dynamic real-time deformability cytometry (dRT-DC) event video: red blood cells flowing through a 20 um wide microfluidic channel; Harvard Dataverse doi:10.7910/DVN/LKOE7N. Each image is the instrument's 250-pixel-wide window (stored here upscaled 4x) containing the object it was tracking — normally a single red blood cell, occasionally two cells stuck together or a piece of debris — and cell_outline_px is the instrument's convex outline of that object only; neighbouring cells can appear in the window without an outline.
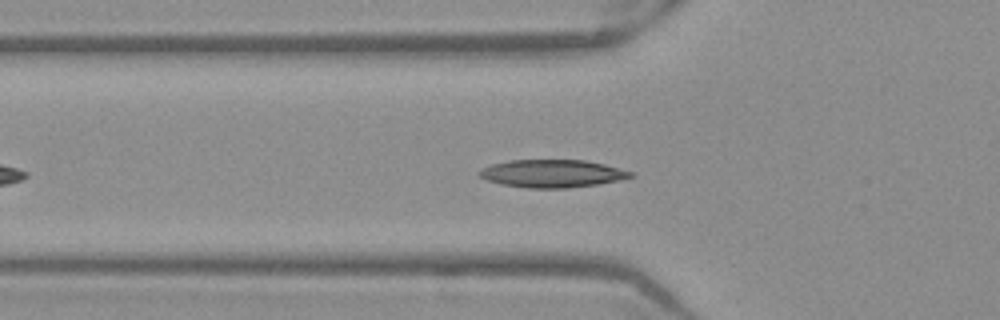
{"species": "Egyptian fruit bat (a non-hibernating species)", "species_latin": "Rousettus aegyptiacus", "temperature_condition": "warm", "stored_images_in_passage": 40, "camera_frame_rate_fps": 3000, "um_per_image_px": 0.085, "frame": {"image": 1, "passage_image": 9, "time_ms": 2.667, "image_size_px": [1000, 320], "cell_outline_px": [[636, 176], [600, 184], [568, 188], [528, 188], [500, 184], [488, 180], [480, 176], [476, 172], [480, 168], [492, 164], [508, 160], [584, 160], [604, 164], [636, 172]], "centroid_in_image_um": [46.96, 14.75], "position_along_channel_um": 78.8, "area_um2": 24.74}}
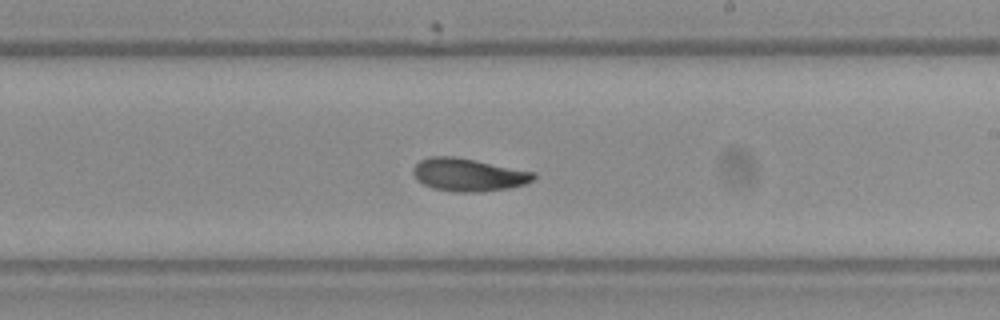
{"frame": {"image": 2, "passage_image": 22, "time_ms": 7.0, "image_size_px": [1000, 320], "cell_outline_px": [[536, 176], [532, 180], [524, 184], [508, 188], [480, 192], [456, 192], [432, 188], [416, 180], [412, 172], [412, 168], [420, 160], [428, 156], [452, 156], [476, 160], [536, 172]], "centroid_in_image_um": [39.78, 14.85], "position_along_channel_um": 249.2, "area_um2": 23.18}}
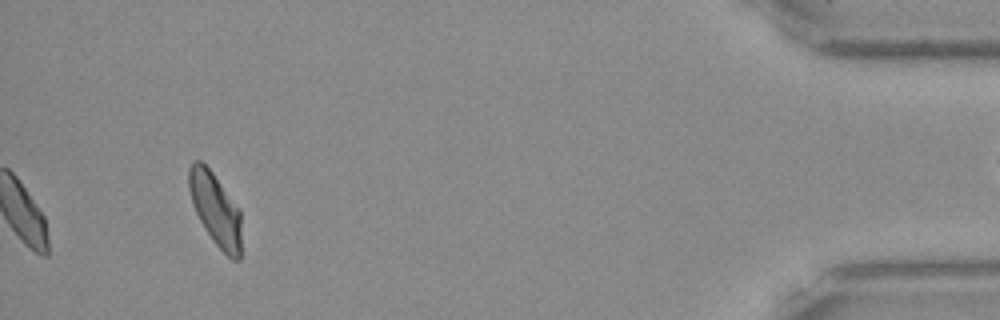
{"frame": {"image": 3, "passage_image": 40, "time_ms": 13.0, "image_size_px": [1000, 320], "cell_outline_px": [[240, 260], [232, 260], [212, 240], [204, 228], [192, 204], [188, 188], [188, 168], [192, 160], [200, 160], [212, 172], [240, 208]], "centroid_in_image_um": [18.29, 17.76], "position_along_channel_um": 416.9, "area_um2": 22.25}, "authors_computed_cell_mechanics": {"area_um2": 22.9466, "velocity_mm_per_s": 3.9145, "shape_relaxation_time_tau1_ms": 3.5264, "shape_relaxation_time_tau2_ms": 2.36, "deformation_change_tau1": 0.1339, "deformation_change_tau2": 0.0773}}